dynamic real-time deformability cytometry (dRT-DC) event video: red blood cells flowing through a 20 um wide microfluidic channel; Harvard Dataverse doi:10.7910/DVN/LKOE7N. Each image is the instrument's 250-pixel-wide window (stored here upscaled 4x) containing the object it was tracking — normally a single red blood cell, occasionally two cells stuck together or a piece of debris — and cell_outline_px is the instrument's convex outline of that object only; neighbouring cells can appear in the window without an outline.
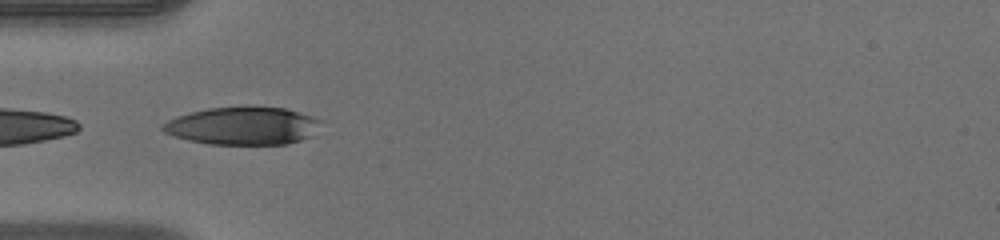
{"species": "human", "species_latin": "Homo sapiens", "temperature_condition": "warm", "stored_images_in_passage": 19, "segment_of_instrument_passage": [2, 2], "camera_frame_rate_fps": 3000, "um_per_image_px": 0.085, "donor": {"sex": "male"}, "frame": {"image": 1, "passage_image": 16, "time_ms": 5.0, "image_size_px": [1000, 240], "cell_outline_px": [[320, 120], [312, 136], [288, 144], [208, 144], [188, 140], [164, 132], [160, 128], [168, 120], [176, 116], [208, 108], [284, 108]], "centroid_in_image_um": [20.59, 10.72], "position_along_channel_um": 64.4, "area_um2": 33.93}}